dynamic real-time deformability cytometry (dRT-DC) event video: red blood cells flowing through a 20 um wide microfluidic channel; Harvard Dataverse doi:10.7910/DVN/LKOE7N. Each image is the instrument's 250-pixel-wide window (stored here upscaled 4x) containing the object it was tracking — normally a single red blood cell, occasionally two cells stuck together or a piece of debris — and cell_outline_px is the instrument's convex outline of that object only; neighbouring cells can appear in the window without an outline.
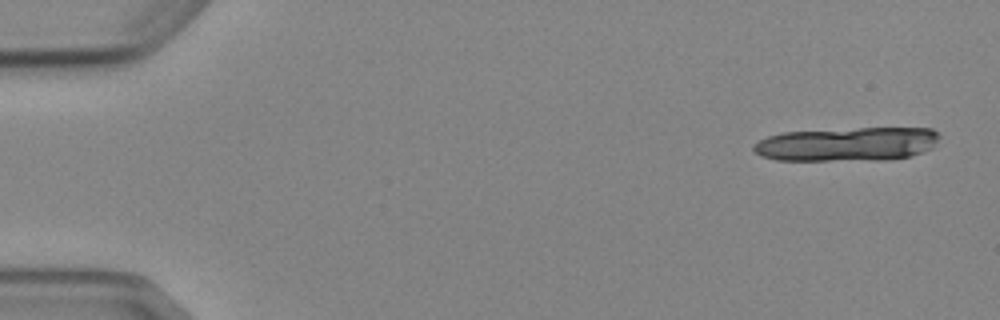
{"species": "Egyptian fruit bat (a non-hibernating species)", "species_latin": "Rousettus aegyptiacus", "temperature_condition": "cold", "stored_images_in_passage": 6, "camera_frame_rate_fps": 3000, "um_per_image_px": 0.085, "animal": {"sex": "female"}, "frame": {"image": 1, "passage_image": 1, "time_ms": 0.0, "image_size_px": [1000, 320], "cell_outline_px": [[940, 136], [932, 148], [924, 152], [912, 156], [888, 160], [776, 160], [760, 156], [752, 148], [760, 140], [768, 136], [784, 132], [860, 128], [932, 128]], "centroid_in_image_um": [72.05, 12.26], "position_along_channel_um": 13.0, "area_um2": 36.76}}